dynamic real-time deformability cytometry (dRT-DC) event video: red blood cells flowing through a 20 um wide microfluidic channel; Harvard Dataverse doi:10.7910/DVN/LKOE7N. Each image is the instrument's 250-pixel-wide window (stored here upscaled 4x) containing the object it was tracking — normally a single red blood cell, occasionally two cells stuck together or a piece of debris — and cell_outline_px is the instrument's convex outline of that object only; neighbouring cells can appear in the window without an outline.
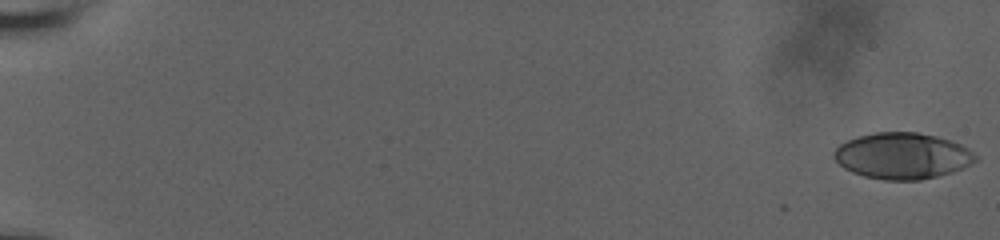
{"species": "human", "species_latin": "Homo sapiens", "temperature_condition": "room temperature", "stored_images_in_passage": 13, "camera_frame_rate_fps": 3000, "um_per_image_px": 0.085, "donor": {"sex": "male"}, "frame": {"image": 1, "passage_image": 1, "time_ms": 0.0, "image_size_px": [1000, 240], "cell_outline_px": [[976, 160], [964, 168], [952, 172], [920, 180], [884, 180], [864, 176], [852, 172], [844, 168], [832, 156], [832, 152], [840, 144], [848, 140], [860, 136], [876, 132], [916, 132], [936, 136], [960, 144], [968, 148], [976, 156]], "centroid_in_image_um": [76.69, 13.25], "position_along_channel_um": 8.3, "area_um2": 37.92}}
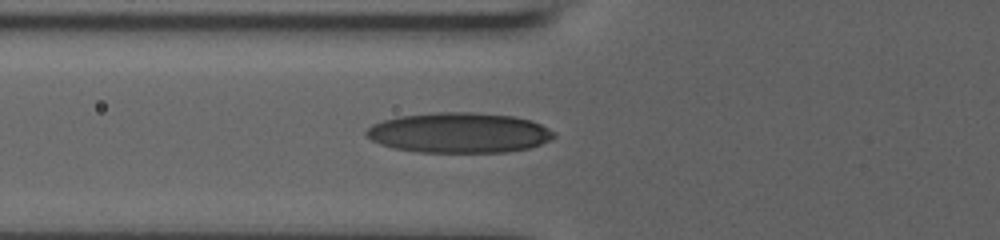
{"frame": {"image": 2, "passage_image": 10, "time_ms": 3.0, "image_size_px": [1000, 240], "cell_outline_px": [[556, 136], [552, 140], [528, 148], [508, 152], [420, 152], [392, 148], [380, 144], [372, 140], [364, 132], [372, 124], [396, 116], [436, 112], [472, 112], [516, 116], [532, 120], [556, 132]], "centroid_in_image_um": [39.04, 11.28], "position_along_channel_um": 86.8, "area_um2": 44.33}}
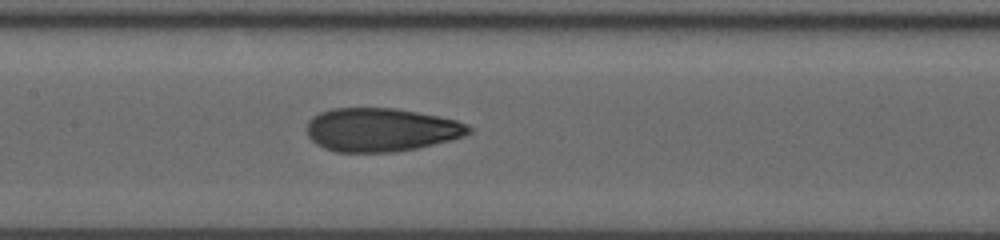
{"frame": {"image": 3, "passage_image": 13, "time_ms": 4.0, "image_size_px": [1000, 240], "cell_outline_px": [[472, 132], [464, 136], [416, 148], [392, 152], [336, 152], [324, 148], [316, 144], [308, 136], [308, 120], [312, 116], [320, 112], [332, 108], [396, 108], [456, 120], [468, 124], [472, 128]], "centroid_in_image_um": [32.37, 11.03], "position_along_channel_um": 175.0, "area_um2": 40.92}}